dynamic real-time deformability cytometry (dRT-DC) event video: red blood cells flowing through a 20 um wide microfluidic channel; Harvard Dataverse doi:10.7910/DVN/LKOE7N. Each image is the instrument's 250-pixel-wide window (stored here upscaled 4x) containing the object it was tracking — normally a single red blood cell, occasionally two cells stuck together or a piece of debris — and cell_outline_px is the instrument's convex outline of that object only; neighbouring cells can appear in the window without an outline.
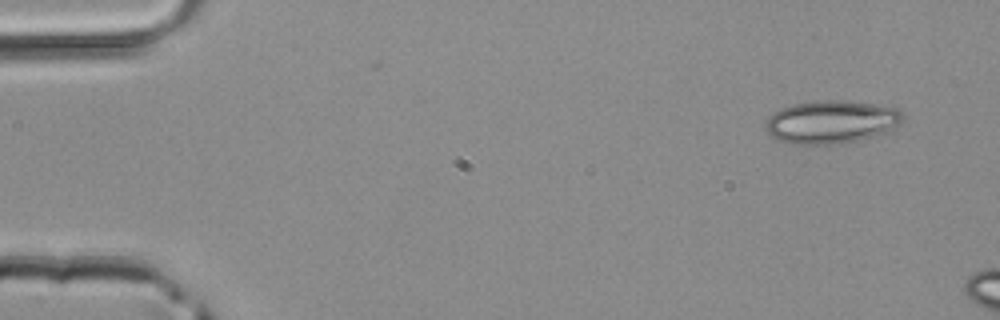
{"species": "common noctule bat (a hibernating species)", "species_latin": "Nyctalus noctula", "temperature_condition": "room temperature", "stored_images_in_passage": 3, "camera_frame_rate_fps": 3000, "um_per_image_px": 0.085, "animal": {"sex": "male", "body_mass_g": 20.4}, "frame": {"image": 1, "passage_image": 1, "time_ms": 0.0, "image_size_px": [1000, 320], "cell_outline_px": [[908, 116], [900, 124], [888, 132], [840, 144], [796, 144], [780, 140], [772, 136], [764, 128], [764, 124], [768, 116], [780, 108], [792, 104], [816, 100], [840, 100], [872, 104], [900, 108]], "centroid_in_image_um": [70.7, 10.35], "position_along_channel_um": 14.3, "area_um2": 34.8}}